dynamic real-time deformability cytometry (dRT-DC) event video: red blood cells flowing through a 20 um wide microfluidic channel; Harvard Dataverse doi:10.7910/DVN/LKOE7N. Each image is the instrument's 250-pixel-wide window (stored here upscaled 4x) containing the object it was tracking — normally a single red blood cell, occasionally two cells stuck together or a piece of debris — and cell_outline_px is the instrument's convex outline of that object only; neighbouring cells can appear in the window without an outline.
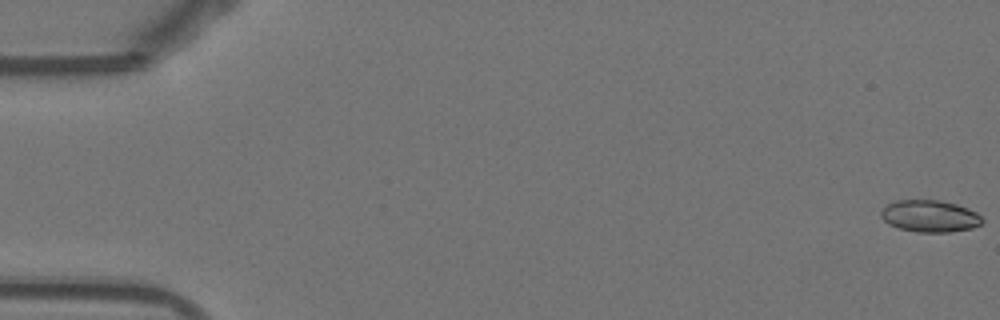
{"species": "Egyptian fruit bat (a non-hibernating species)", "species_latin": "Rousettus aegyptiacus", "temperature_condition": "warm", "stored_images_in_passage": 53, "camera_frame_rate_fps": 3000, "um_per_image_px": 0.085, "animal": {"sex": "female"}, "frame": {"image": 1, "passage_image": 1, "time_ms": 0.0, "image_size_px": [1000, 320], "cell_outline_px": [[984, 220], [980, 224], [972, 228], [948, 232], [916, 232], [900, 228], [888, 224], [880, 216], [880, 212], [888, 204], [896, 200], [940, 200], [956, 204], [968, 208], [976, 212]], "centroid_in_image_um": [79.03, 18.37], "position_along_channel_um": 6.0, "area_um2": 18.79}}
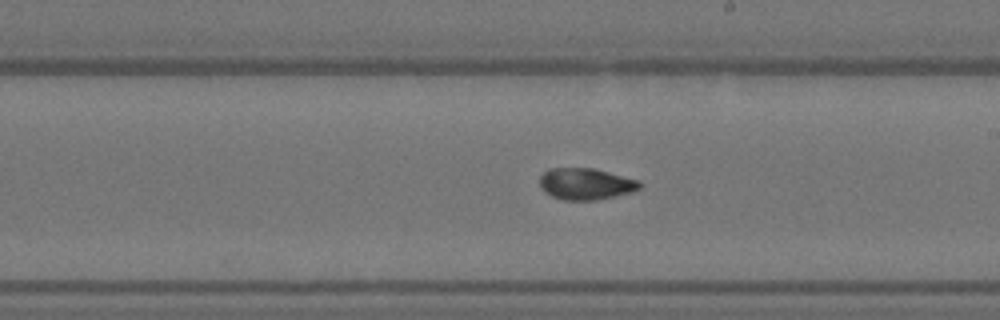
{"frame": {"image": 2, "passage_image": 31, "time_ms": 10.0, "image_size_px": [1000, 320], "cell_outline_px": [[640, 188], [632, 192], [596, 200], [564, 200], [552, 196], [544, 192], [540, 188], [540, 176], [548, 168], [592, 168], [640, 180]], "centroid_in_image_um": [49.77, 15.63], "position_along_channel_um": 239.2, "area_um2": 18.38}}
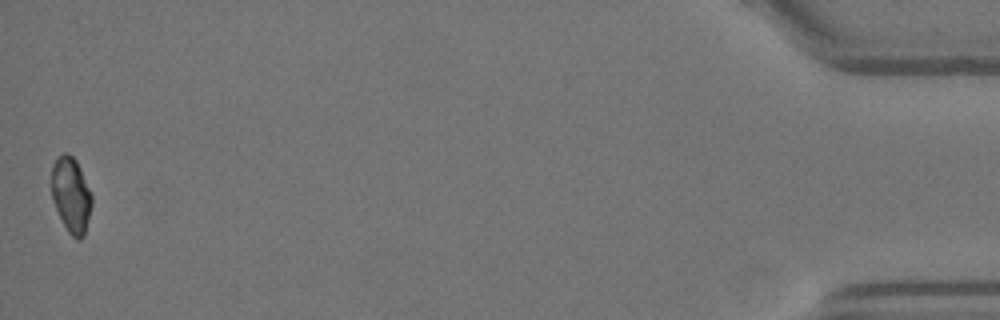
{"frame": {"image": 3, "passage_image": 53, "time_ms": 17.333, "image_size_px": [1000, 320], "cell_outline_px": [[92, 204], [84, 236], [80, 240], [76, 240], [68, 232], [52, 200], [52, 164], [56, 156], [64, 152], [68, 152], [76, 160], [80, 168], [92, 196]], "centroid_in_image_um": [6.04, 16.55], "position_along_channel_um": 429.2, "area_um2": 17.69}, "authors_computed_cell_mechanics": {"area_um2": 18.4382, "velocity_mm_per_s": 3.8712, "shape_relaxation_time_tau1_ms": 6.5531, "shape_relaxation_time_tau2_ms": 1.252, "deformation_change_tau1": 0.124, "deformation_change_tau2": 0.0362}}